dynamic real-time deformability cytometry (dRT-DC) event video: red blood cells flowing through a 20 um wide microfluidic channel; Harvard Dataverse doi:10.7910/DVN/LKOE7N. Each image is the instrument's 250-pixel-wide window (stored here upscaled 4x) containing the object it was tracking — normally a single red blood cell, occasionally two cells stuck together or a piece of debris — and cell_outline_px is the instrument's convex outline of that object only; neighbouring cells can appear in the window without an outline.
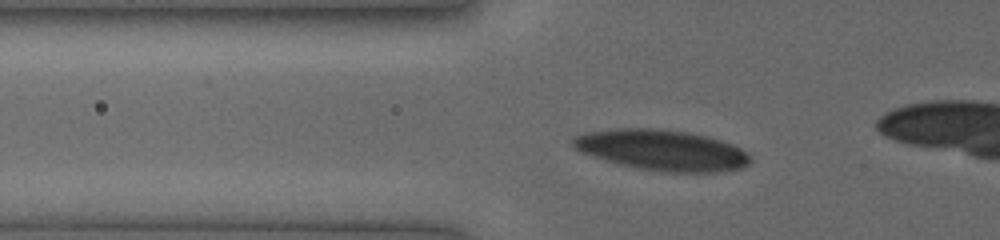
{"species": "human", "species_latin": "Homo sapiens", "temperature_condition": "cold", "stored_images_in_passage": 36, "camera_frame_rate_fps": 3000, "um_per_image_px": 0.085, "donor": {"sex": "female"}, "frame": {"image": 1, "passage_image": 10, "time_ms": 3.0, "image_size_px": [1000, 240], "cell_outline_px": [[752, 160], [744, 168], [716, 172], [668, 172], [640, 168], [608, 160], [580, 152], [572, 144], [572, 136], [588, 132], [620, 128], [660, 128], [688, 132], [708, 136], [732, 144], [740, 148], [752, 156]], "centroid_in_image_um": [56.32, 12.75], "position_along_channel_um": 69.5, "area_um2": 41.85}}
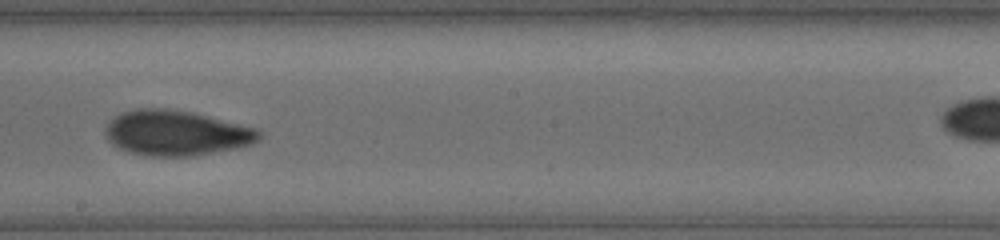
{"frame": {"image": 2, "passage_image": 22, "time_ms": 7.0, "image_size_px": [1000, 240], "cell_outline_px": [[260, 140], [248, 144], [232, 148], [192, 156], [152, 156], [128, 152], [112, 144], [104, 136], [104, 128], [108, 120], [112, 116], [120, 112], [136, 108], [164, 108], [192, 112], [256, 128], [260, 132]], "centroid_in_image_um": [14.87, 11.28], "position_along_channel_um": 233.3, "area_um2": 40.46}}
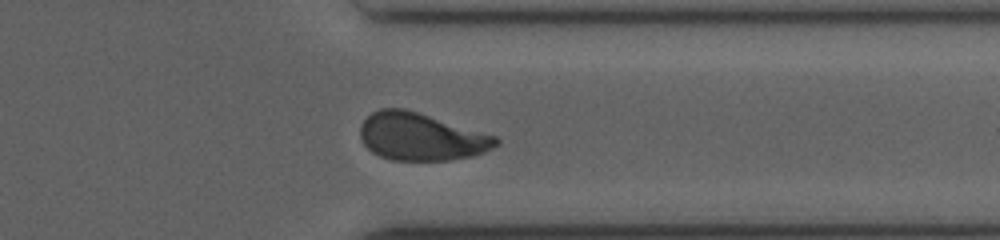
{"frame": {"image": 3, "passage_image": 32, "time_ms": 10.333, "image_size_px": [1000, 240], "cell_outline_px": [[500, 144], [484, 152], [472, 156], [448, 160], [392, 160], [380, 156], [372, 152], [364, 144], [360, 136], [360, 124], [372, 112], [380, 108], [404, 108], [496, 136], [500, 140]], "centroid_in_image_um": [35.78, 11.62], "position_along_channel_um": 375.6, "area_um2": 37.4}}